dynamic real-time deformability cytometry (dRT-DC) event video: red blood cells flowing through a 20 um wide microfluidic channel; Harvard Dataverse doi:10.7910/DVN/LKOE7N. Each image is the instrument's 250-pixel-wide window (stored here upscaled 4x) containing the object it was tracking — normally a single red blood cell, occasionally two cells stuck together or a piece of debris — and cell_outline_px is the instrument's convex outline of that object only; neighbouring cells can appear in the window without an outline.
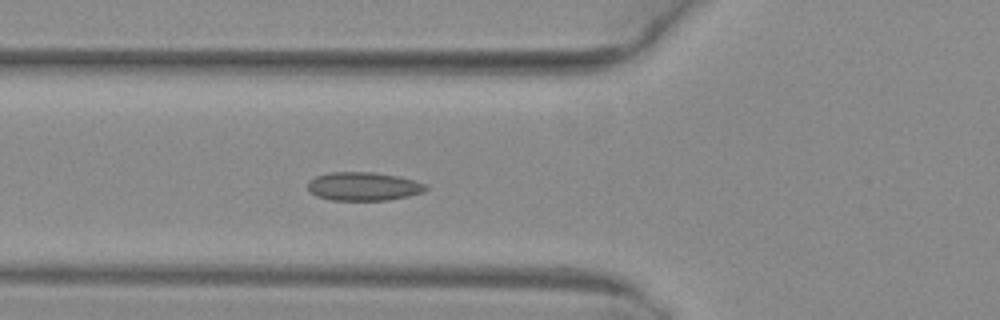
{"species": "common noctule bat (a hibernating species)", "species_latin": "Nyctalus noctula", "temperature_condition": "warm", "stored_images_in_passage": 4, "camera_frame_rate_fps": 3000, "um_per_image_px": 0.085, "animal": {"sex": "female", "body_mass_g": 29.2, "forearm_length_mm": 56.3}, "frame": {"image": 1, "passage_image": 4, "time_ms": 1.0, "image_size_px": [1000, 320], "cell_outline_px": [[428, 188], [424, 192], [408, 196], [388, 200], [332, 200], [316, 196], [308, 188], [308, 180], [316, 176], [328, 172], [372, 172], [400, 176], [428, 184]], "centroid_in_image_um": [30.92, 15.83], "position_along_channel_um": 94.9, "area_um2": 19.77}}